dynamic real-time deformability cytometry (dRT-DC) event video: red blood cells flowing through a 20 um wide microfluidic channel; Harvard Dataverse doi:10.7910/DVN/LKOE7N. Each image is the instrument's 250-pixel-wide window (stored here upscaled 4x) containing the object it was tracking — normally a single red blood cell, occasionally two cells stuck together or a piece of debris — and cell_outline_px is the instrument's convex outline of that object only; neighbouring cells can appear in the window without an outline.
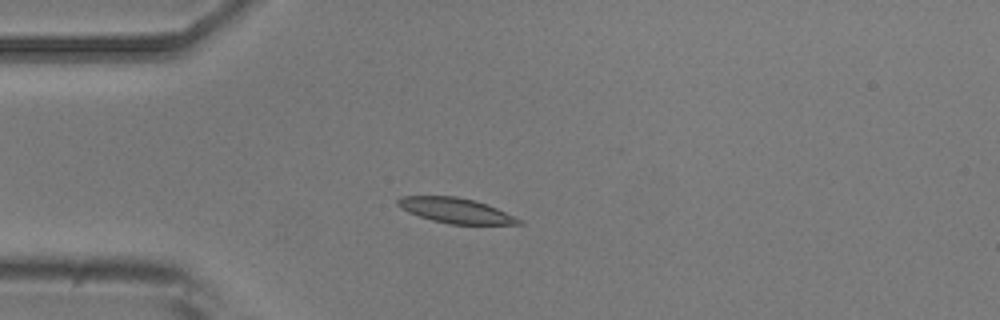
{"species": "common noctule bat (a hibernating species)", "species_latin": "Nyctalus noctula", "temperature_condition": "room temperature", "stored_images_in_passage": 7, "camera_frame_rate_fps": 3000, "um_per_image_px": 0.085, "animal": {"sex": "male", "body_mass_g": 20.5, "forearm_length_mm": 52.5}, "frame": {"image": 1, "passage_image": 2, "time_ms": 1.333, "image_size_px": [1000, 320], "cell_outline_px": [[524, 224], [448, 224], [432, 220], [408, 212], [400, 208], [396, 204], [396, 200], [400, 196], [456, 196], [476, 200], [488, 204], [520, 220]], "centroid_in_image_um": [38.67, 17.88], "position_along_channel_um": 46.3, "area_um2": 17.63}}
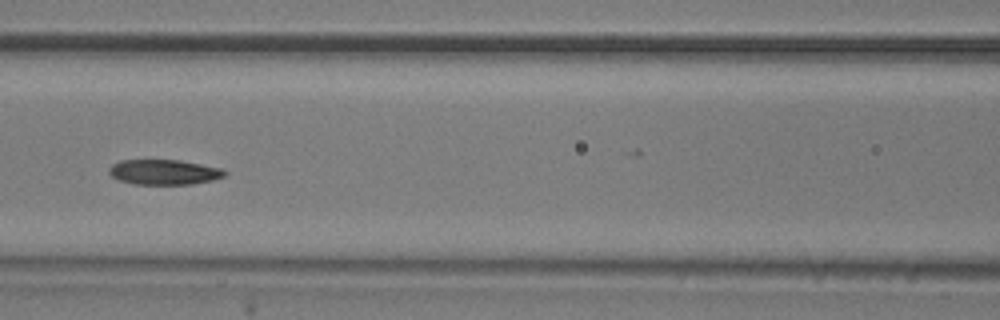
{"frame": {"image": 2, "passage_image": 5, "time_ms": 4.667, "image_size_px": [1000, 320], "cell_outline_px": [[228, 172], [224, 176], [212, 180], [192, 184], [132, 184], [116, 180], [108, 172], [108, 168], [112, 164], [120, 160], [180, 160], [224, 168]], "centroid_in_image_um": [13.93, 14.62], "position_along_channel_um": 152.7, "area_um2": 17.17}}
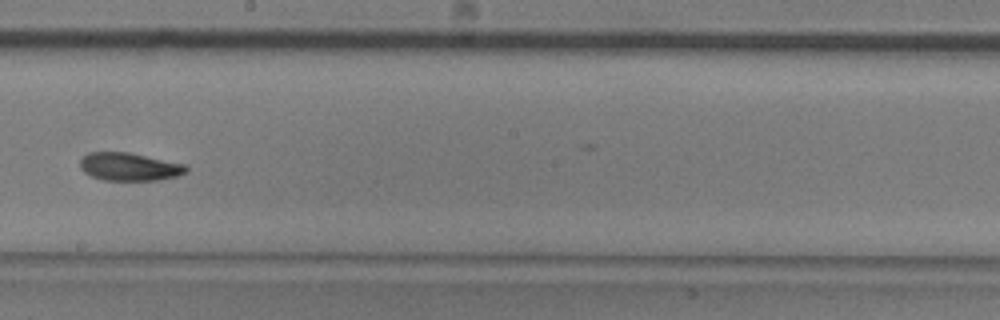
{"frame": {"image": 3, "passage_image": 7, "time_ms": 7.0, "image_size_px": [1000, 320], "cell_outline_px": [[188, 172], [176, 176], [156, 180], [104, 180], [92, 176], [84, 172], [80, 168], [80, 160], [88, 152], [128, 152], [188, 164]], "centroid_in_image_um": [11.03, 14.16], "position_along_channel_um": 237.2, "area_um2": 17.4}}